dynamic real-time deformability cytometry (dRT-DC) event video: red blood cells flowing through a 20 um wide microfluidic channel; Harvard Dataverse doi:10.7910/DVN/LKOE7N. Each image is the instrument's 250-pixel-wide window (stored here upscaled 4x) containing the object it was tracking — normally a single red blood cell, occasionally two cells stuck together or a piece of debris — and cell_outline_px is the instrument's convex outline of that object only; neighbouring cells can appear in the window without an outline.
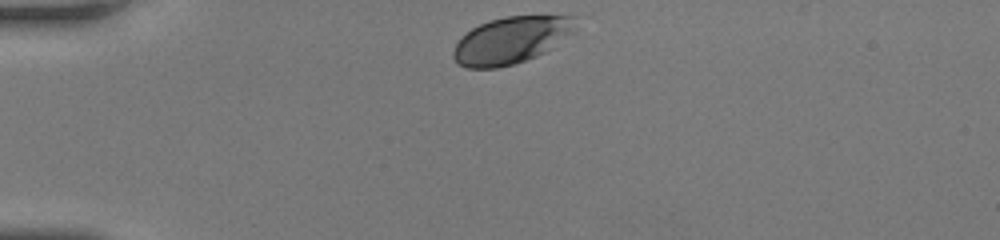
{"species": "human", "species_latin": "Homo sapiens", "temperature_condition": "room temperature", "stored_images_in_passage": 30, "camera_frame_rate_fps": 3000, "um_per_image_px": 0.085, "donor": {"sex": "female"}, "frame": {"image": 1, "passage_image": 1, "time_ms": 0.0, "image_size_px": [1000, 240], "cell_outline_px": [[572, 32], [544, 52], [536, 56], [516, 64], [496, 68], [464, 68], [456, 64], [452, 56], [452, 52], [456, 44], [472, 28], [488, 20], [504, 16], [572, 16]], "centroid_in_image_um": [43.34, 3.44], "position_along_channel_um": 41.7, "area_um2": 32.83}}
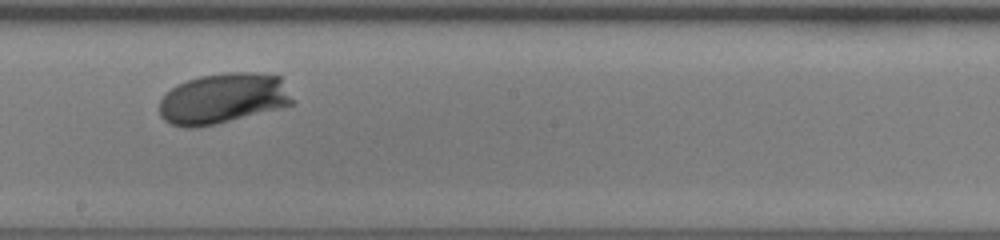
{"frame": {"image": 2, "passage_image": 18, "time_ms": 5.667, "image_size_px": [1000, 240], "cell_outline_px": [[296, 104], [216, 124], [196, 128], [184, 128], [172, 124], [164, 120], [160, 116], [160, 100], [176, 84], [200, 76], [224, 72], [256, 72], [280, 76], [296, 100]], "centroid_in_image_um": [19.01, 8.37], "position_along_channel_um": 229.2, "area_um2": 39.59}}
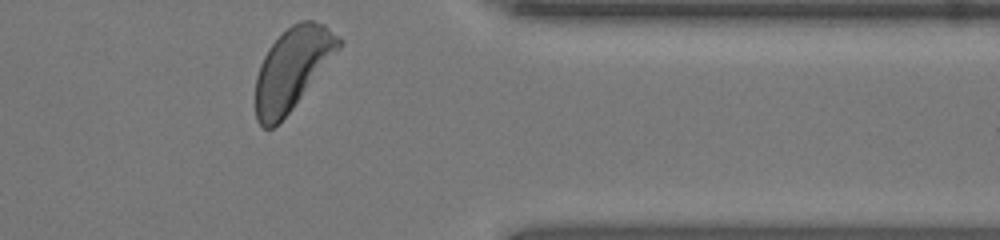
{"frame": {"image": 3, "passage_image": 30, "time_ms": 9.667, "image_size_px": [1000, 240], "cell_outline_px": [[344, 40], [340, 48], [292, 108], [272, 128], [264, 128], [256, 120], [256, 76], [260, 64], [268, 48], [292, 24], [300, 20], [312, 20], [324, 24]], "centroid_in_image_um": [24.85, 5.8], "position_along_channel_um": 386.6, "area_um2": 38.9}, "authors_computed_cell_mechanics": {"area_um2": 37.3966, "velocity_mm_per_s": 4.121, "shape_relaxation_time_tau1_ms": 2.755, "shape_relaxation_time_tau2_ms": null, "deformation_change_tau1": 0.1282, "deformation_change_tau2": null}}